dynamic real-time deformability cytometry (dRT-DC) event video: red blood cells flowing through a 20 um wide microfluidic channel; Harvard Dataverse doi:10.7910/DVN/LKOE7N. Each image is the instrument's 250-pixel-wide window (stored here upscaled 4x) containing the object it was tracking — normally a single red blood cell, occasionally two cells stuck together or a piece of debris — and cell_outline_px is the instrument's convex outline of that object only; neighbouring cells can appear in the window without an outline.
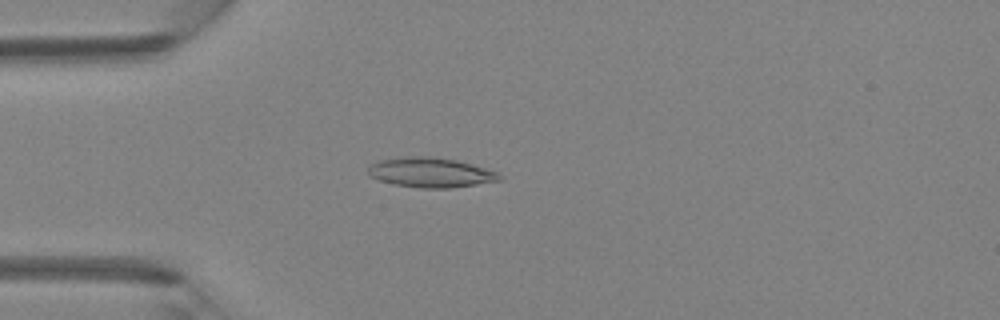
{"species": "Egyptian fruit bat (a non-hibernating species)", "species_latin": "Rousettus aegyptiacus", "temperature_condition": "room temperature", "stored_images_in_passage": 45, "camera_frame_rate_fps": 3000, "um_per_image_px": 0.085, "animal": {"sex": "female"}, "frame": {"image": 1, "passage_image": 12, "time_ms": 3.667, "image_size_px": [1000, 320], "cell_outline_px": [[504, 180], [448, 188], [420, 188], [392, 184], [368, 176], [368, 168], [372, 164], [380, 160], [404, 156], [432, 156], [456, 160], [472, 164], [496, 172], [504, 176]], "centroid_in_image_um": [36.61, 14.66], "position_along_channel_um": 48.4, "area_um2": 22.89}}
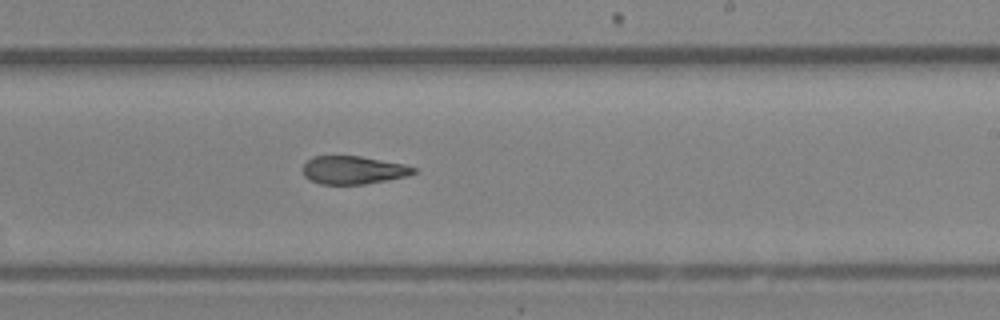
{"frame": {"image": 2, "passage_image": 27, "time_ms": 8.667, "image_size_px": [1000, 320], "cell_outline_px": [[416, 172], [404, 176], [364, 184], [320, 184], [308, 180], [304, 176], [304, 164], [312, 156], [360, 156], [404, 164], [416, 168]], "centroid_in_image_um": [29.98, 14.45], "position_along_channel_um": 259.0, "area_um2": 17.92}}
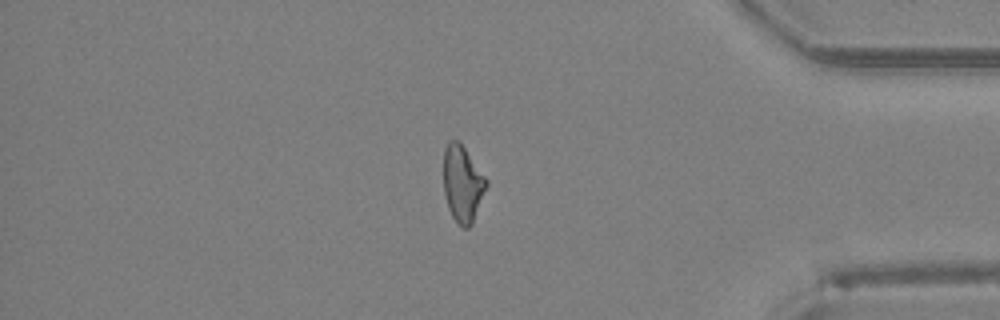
{"frame": {"image": 3, "passage_image": 38, "time_ms": 12.333, "image_size_px": [1000, 320], "cell_outline_px": [[488, 184], [472, 224], [468, 228], [464, 228], [452, 216], [448, 208], [444, 196], [444, 148], [448, 140], [456, 140], [464, 148], [488, 180]], "centroid_in_image_um": [39.31, 15.62], "position_along_channel_um": 395.9, "area_um2": 18.9}}